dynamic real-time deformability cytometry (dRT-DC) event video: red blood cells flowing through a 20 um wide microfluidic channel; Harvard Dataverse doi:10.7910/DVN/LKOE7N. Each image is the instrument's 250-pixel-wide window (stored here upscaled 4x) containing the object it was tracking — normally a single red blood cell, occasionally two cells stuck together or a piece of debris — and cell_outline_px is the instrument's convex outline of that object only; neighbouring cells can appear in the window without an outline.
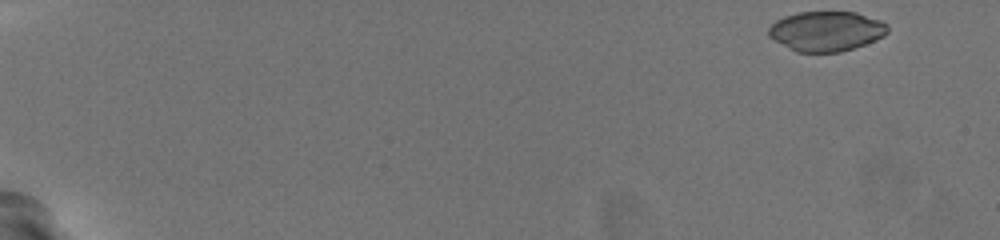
{"species": "common noctule bat (a hibernating species)", "species_latin": "Nyctalus noctula", "temperature_condition": "warm", "stored_images_in_passage": 51, "camera_frame_rate_fps": 3000, "um_per_image_px": 0.085, "animal": {"sex": "female", "body_mass_g": 19.5, "forearm_length_mm": 54.1}, "frame": {"image": 1, "passage_image": 1, "time_ms": 0.0, "image_size_px": [1000, 240], "cell_outline_px": [[888, 32], [884, 36], [876, 40], [840, 52], [796, 52], [768, 36], [768, 28], [776, 20], [784, 16], [800, 12], [856, 12], [880, 20], [888, 24]], "centroid_in_image_um": [70.24, 2.64], "position_along_channel_um": 14.8, "area_um2": 27.63}}
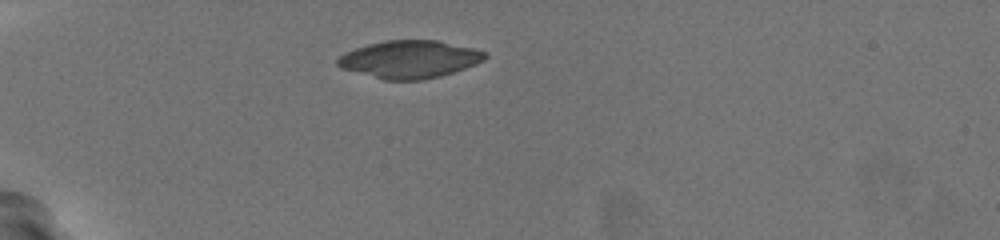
{"frame": {"image": 2, "passage_image": 16, "time_ms": 5.0, "image_size_px": [1000, 240], "cell_outline_px": [[488, 56], [484, 60], [476, 64], [440, 76], [420, 80], [384, 80], [340, 68], [336, 64], [336, 60], [344, 52], [368, 44], [384, 40], [436, 40], [472, 48], [488, 52]], "centroid_in_image_um": [34.79, 5.04], "position_along_channel_um": 50.2, "area_um2": 32.31}}
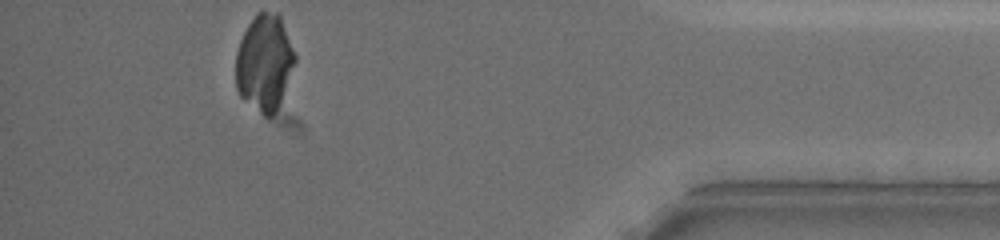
{"frame": {"image": 3, "passage_image": 51, "time_ms": 16.667, "image_size_px": [1000, 240], "cell_outline_px": [[296, 60], [280, 100], [272, 116], [264, 116], [240, 96], [236, 88], [236, 52], [240, 40], [248, 24], [256, 12], [280, 12], [296, 56]], "centroid_in_image_um": [22.47, 5.27], "position_along_channel_um": 412.7, "area_um2": 33.0}}